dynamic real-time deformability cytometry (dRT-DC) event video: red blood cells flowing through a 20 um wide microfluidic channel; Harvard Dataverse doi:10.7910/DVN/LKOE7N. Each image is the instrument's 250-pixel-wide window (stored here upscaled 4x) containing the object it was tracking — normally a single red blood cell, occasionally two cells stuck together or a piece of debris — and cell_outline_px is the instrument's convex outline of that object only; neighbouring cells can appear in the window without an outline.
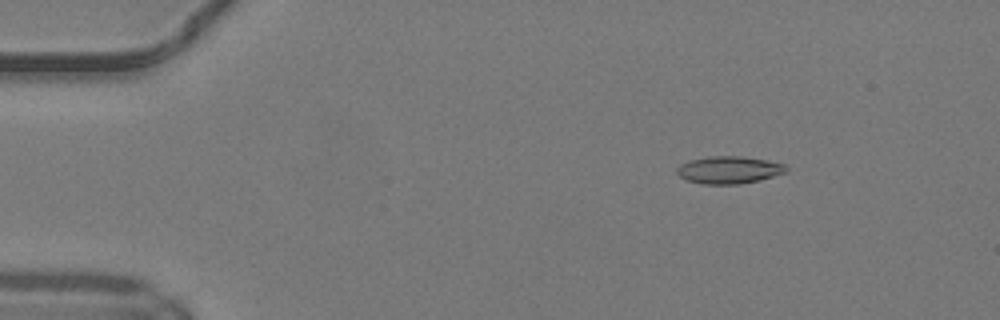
{"species": "common noctule bat (a hibernating species)", "species_latin": "Nyctalus noctula", "temperature_condition": "warm", "stored_images_in_passage": 40, "camera_frame_rate_fps": 3000, "um_per_image_px": 0.085, "animal": {"sex": "male", "body_mass_g": 19.2, "forearm_length_mm": 51.8}, "frame": {"image": 1, "passage_image": 3, "time_ms": 0.667, "image_size_px": [1000, 320], "cell_outline_px": [[788, 172], [760, 180], [740, 184], [704, 184], [688, 180], [680, 176], [676, 172], [676, 168], [680, 164], [688, 160], [708, 156], [740, 156], [768, 160], [784, 164], [788, 168]], "centroid_in_image_um": [61.97, 14.43], "position_along_channel_um": 23.0, "area_um2": 17.57}}
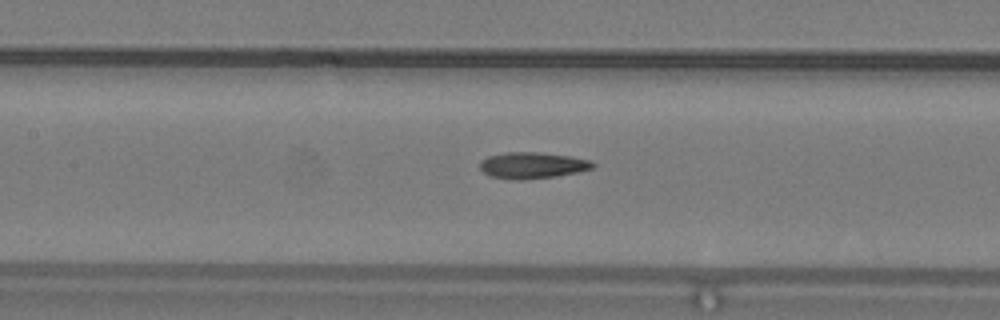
{"frame": {"image": 2, "passage_image": 19, "time_ms": 6.0, "image_size_px": [1000, 320], "cell_outline_px": [[596, 164], [592, 168], [576, 172], [556, 176], [520, 180], [512, 180], [488, 176], [480, 168], [480, 160], [488, 156], [504, 152], [536, 152], [572, 156], [592, 160]], "centroid_in_image_um": [45.23, 14.05], "position_along_channel_um": 162.2, "area_um2": 17.46}}
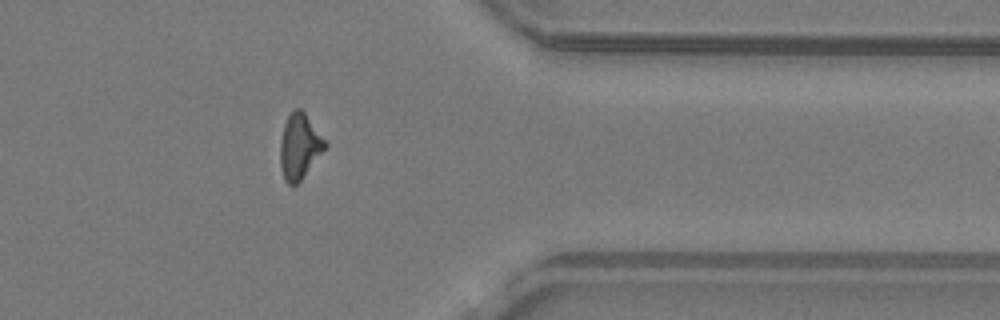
{"frame": {"image": 3, "passage_image": 36, "time_ms": 11.667, "image_size_px": [1000, 320], "cell_outline_px": [[328, 144], [300, 180], [296, 184], [288, 184], [284, 180], [280, 164], [280, 140], [284, 124], [288, 116], [296, 108], [300, 108], [304, 112], [328, 140]], "centroid_in_image_um": [25.47, 12.41], "position_along_channel_um": 385.9, "area_um2": 16.99}, "authors_computed_cell_mechanics": {"area_um2": 17.0221, "velocity_mm_per_s": 4.2046, "shape_relaxation_time_tau1_ms": null, "shape_relaxation_time_tau2_ms": 3.5143, "deformation_change_tau1": null, "deformation_change_tau2": 0.132}}